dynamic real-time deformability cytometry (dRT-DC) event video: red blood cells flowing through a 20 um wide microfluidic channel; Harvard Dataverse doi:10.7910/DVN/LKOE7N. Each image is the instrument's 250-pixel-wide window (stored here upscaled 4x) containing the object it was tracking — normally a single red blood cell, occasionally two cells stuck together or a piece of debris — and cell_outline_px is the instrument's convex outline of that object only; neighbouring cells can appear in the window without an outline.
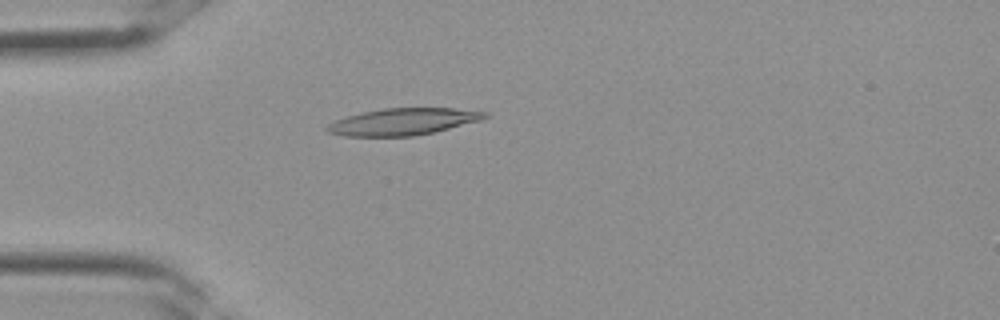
{"species": "Egyptian fruit bat (a non-hibernating species)", "species_latin": "Rousettus aegyptiacus", "temperature_condition": "room temperature", "stored_images_in_passage": 35, "camera_frame_rate_fps": 3000, "um_per_image_px": 0.085, "frame": {"image": 1, "passage_image": 10, "time_ms": 3.0, "image_size_px": [1000, 320], "cell_outline_px": [[488, 116], [480, 120], [436, 132], [416, 136], [344, 136], [328, 132], [324, 128], [328, 124], [336, 120], [348, 116], [364, 112], [384, 108], [452, 108], [488, 112]], "centroid_in_image_um": [34.27, 10.35], "position_along_channel_um": 50.7, "area_um2": 24.57}}
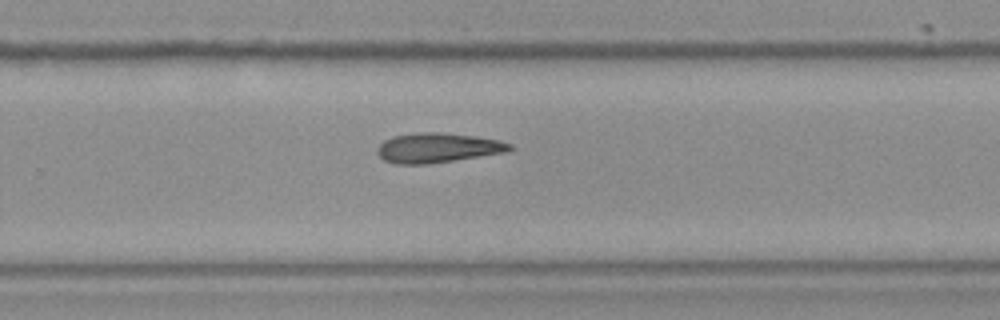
{"frame": {"image": 2, "passage_image": 23, "time_ms": 7.333, "image_size_px": [1000, 320], "cell_outline_px": [[512, 152], [428, 164], [392, 164], [384, 160], [376, 152], [376, 148], [384, 140], [392, 136], [416, 132], [440, 132], [476, 136], [500, 140], [512, 144]], "centroid_in_image_um": [37.23, 12.57], "position_along_channel_um": 292.6, "area_um2": 23.41}}
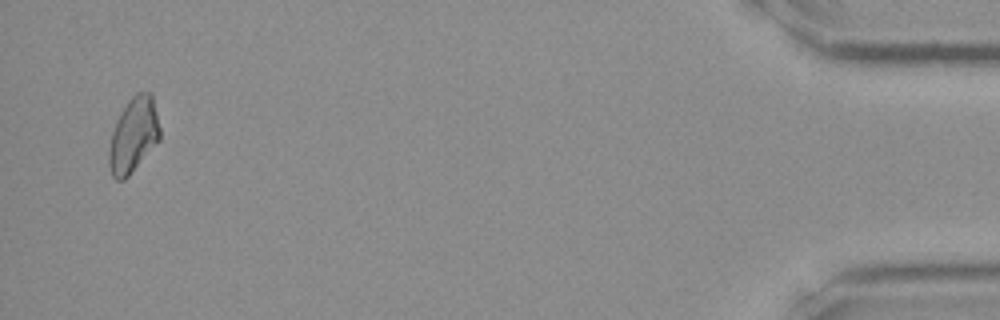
{"frame": {"image": 3, "passage_image": 34, "time_ms": 11.0, "image_size_px": [1000, 320], "cell_outline_px": [[160, 140], [128, 176], [124, 180], [116, 180], [112, 176], [108, 164], [108, 148], [112, 132], [128, 100], [136, 92], [152, 92], [160, 128]], "centroid_in_image_um": [11.35, 11.49], "position_along_channel_um": 423.9, "area_um2": 22.14}}